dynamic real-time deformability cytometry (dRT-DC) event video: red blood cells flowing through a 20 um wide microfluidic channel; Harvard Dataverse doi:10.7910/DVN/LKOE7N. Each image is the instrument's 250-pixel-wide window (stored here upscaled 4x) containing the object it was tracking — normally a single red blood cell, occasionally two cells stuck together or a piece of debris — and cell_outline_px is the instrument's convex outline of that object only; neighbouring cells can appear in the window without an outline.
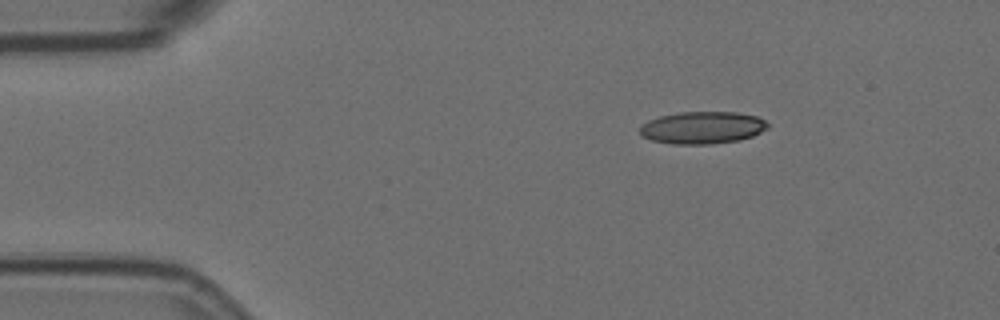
{"species": "Egyptian fruit bat (a non-hibernating species)", "species_latin": "Rousettus aegyptiacus", "temperature_condition": "room temperature", "stored_images_in_passage": 4, "camera_frame_rate_fps": 3000, "um_per_image_px": 0.085, "animal": {"sex": "female"}, "frame": {"image": 1, "passage_image": 1, "time_ms": 0.0, "image_size_px": [1000, 320], "cell_outline_px": [[768, 128], [752, 136], [740, 140], [708, 144], [672, 144], [652, 140], [644, 136], [640, 132], [640, 124], [648, 120], [660, 116], [680, 112], [736, 112], [756, 116], [764, 120], [768, 124]], "centroid_in_image_um": [59.7, 10.85], "position_along_channel_um": 25.3, "area_um2": 23.99}}